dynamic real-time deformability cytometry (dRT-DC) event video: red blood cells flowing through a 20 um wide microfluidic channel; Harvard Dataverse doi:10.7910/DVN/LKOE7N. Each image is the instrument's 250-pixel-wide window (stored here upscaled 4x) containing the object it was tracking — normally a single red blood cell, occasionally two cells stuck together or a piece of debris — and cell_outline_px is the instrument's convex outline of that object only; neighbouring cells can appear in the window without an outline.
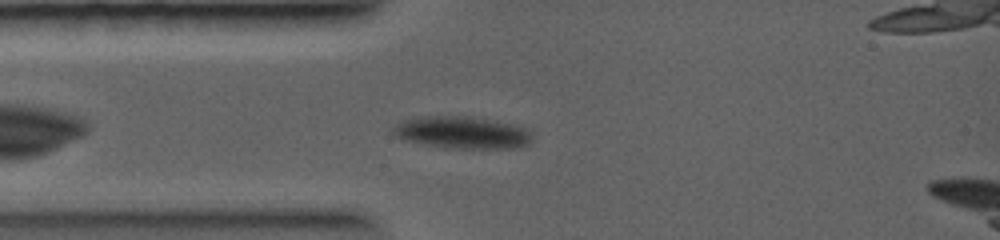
{"species": "common noctule bat (a hibernating species)", "species_latin": "Nyctalus noctula", "temperature_condition": "warm", "stored_images_in_passage": 31, "camera_frame_rate_fps": 5000, "um_per_image_px": 0.085, "animal": {"sex": "female", "body_mass_g": 19.0, "forearm_length_mm": 56.7}, "frame": {"image": 1, "passage_image": 4, "time_ms": 1.2, "image_size_px": [1000, 240], "cell_outline_px": [[532, 140], [528, 144], [516, 148], [444, 148], [404, 140], [396, 136], [392, 132], [392, 128], [396, 124], [404, 120], [420, 116], [468, 116], [512, 124], [532, 128]], "centroid_in_image_um": [39.31, 11.26], "position_along_channel_um": 45.7, "area_um2": 26.3}}
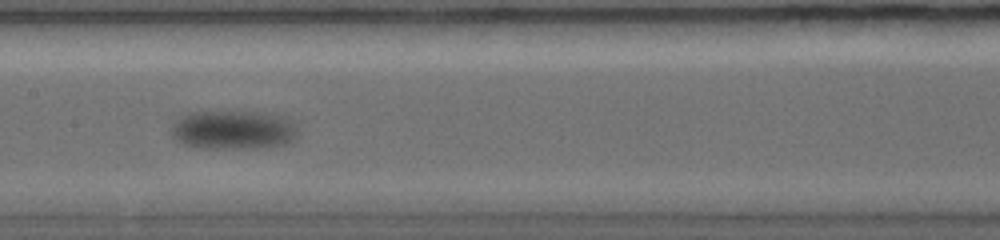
{"frame": {"image": 2, "passage_image": 12, "time_ms": 4.4, "image_size_px": [1000, 240], "cell_outline_px": [[296, 136], [292, 140], [284, 144], [256, 148], [200, 148], [184, 144], [176, 140], [172, 136], [172, 124], [180, 116], [188, 112], [256, 112], [280, 116], [288, 120], [296, 128]], "centroid_in_image_um": [19.76, 11.05], "position_along_channel_um": 187.6, "area_um2": 28.38}}
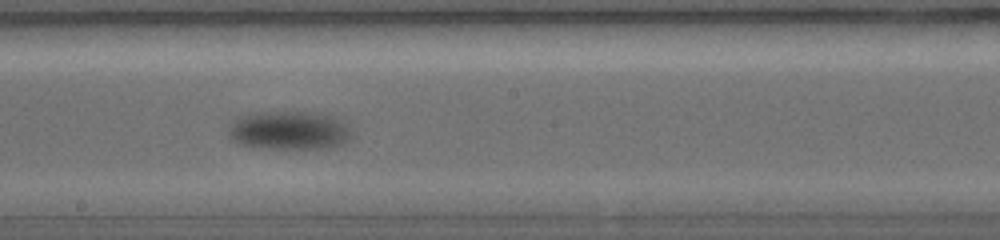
{"frame": {"image": 3, "passage_image": 14, "time_ms": 5.2, "image_size_px": [1000, 240], "cell_outline_px": [[352, 136], [344, 144], [328, 148], [268, 148], [240, 144], [232, 140], [228, 136], [228, 124], [240, 116], [252, 112], [320, 112], [336, 116], [348, 128]], "centroid_in_image_um": [24.56, 11.07], "position_along_channel_um": 223.6, "area_um2": 27.98}}